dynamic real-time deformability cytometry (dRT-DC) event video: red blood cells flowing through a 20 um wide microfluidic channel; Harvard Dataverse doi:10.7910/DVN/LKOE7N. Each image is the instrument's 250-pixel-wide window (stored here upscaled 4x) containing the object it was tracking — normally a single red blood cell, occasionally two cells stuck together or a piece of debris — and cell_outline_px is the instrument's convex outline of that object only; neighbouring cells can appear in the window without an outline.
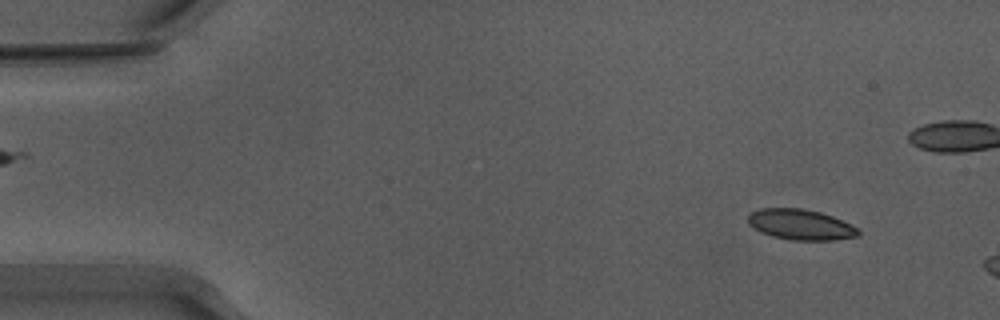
{"species": "Egyptian fruit bat (a non-hibernating species)", "species_latin": "Rousettus aegyptiacus", "temperature_condition": "warm", "stored_images_in_passage": 10, "camera_frame_rate_fps": 3000, "um_per_image_px": 0.085, "animal": {"sex": "male"}, "frame": {"image": 1, "passage_image": 5, "time_ms": 1.333, "image_size_px": [1000, 320], "cell_outline_px": [[860, 236], [832, 240], [788, 240], [772, 236], [760, 232], [752, 228], [748, 224], [748, 216], [752, 212], [760, 208], [804, 208], [820, 212], [832, 216], [852, 224], [860, 228]], "centroid_in_image_um": [68.07, 19.09], "position_along_channel_um": 16.9, "area_um2": 19.94}}